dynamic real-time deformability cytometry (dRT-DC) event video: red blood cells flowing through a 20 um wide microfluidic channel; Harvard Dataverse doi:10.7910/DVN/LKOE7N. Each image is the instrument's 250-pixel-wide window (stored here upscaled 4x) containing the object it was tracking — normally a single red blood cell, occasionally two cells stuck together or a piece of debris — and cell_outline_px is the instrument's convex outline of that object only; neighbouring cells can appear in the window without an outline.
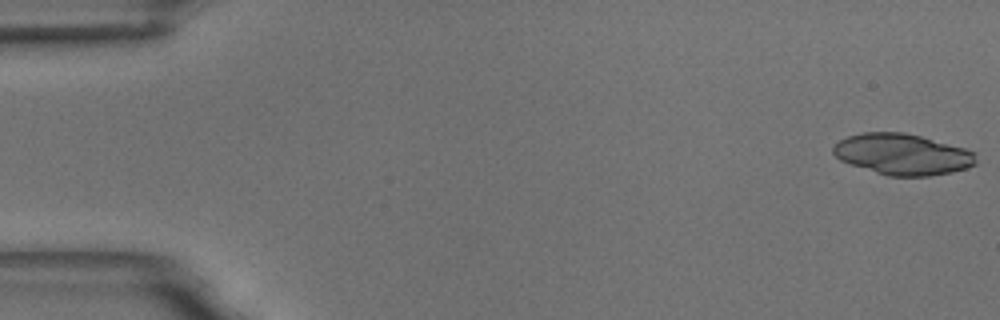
{"species": "common noctule bat (a hibernating species)", "species_latin": "Nyctalus noctula", "temperature_condition": "room temperature", "stored_images_in_passage": 55, "camera_frame_rate_fps": 3000, "um_per_image_px": 0.085, "animal": {"sex": "male", "body_mass_g": 18.8}, "frame": {"image": 1, "passage_image": 1, "time_ms": 0.0, "image_size_px": [1000, 320], "cell_outline_px": [[976, 164], [968, 168], [952, 172], [928, 176], [888, 176], [840, 160], [832, 152], [832, 148], [840, 140], [848, 136], [864, 132], [904, 132], [920, 136], [964, 148], [976, 152]], "centroid_in_image_um": [76.74, 13.11], "position_along_channel_um": 8.3, "area_um2": 33.99}}
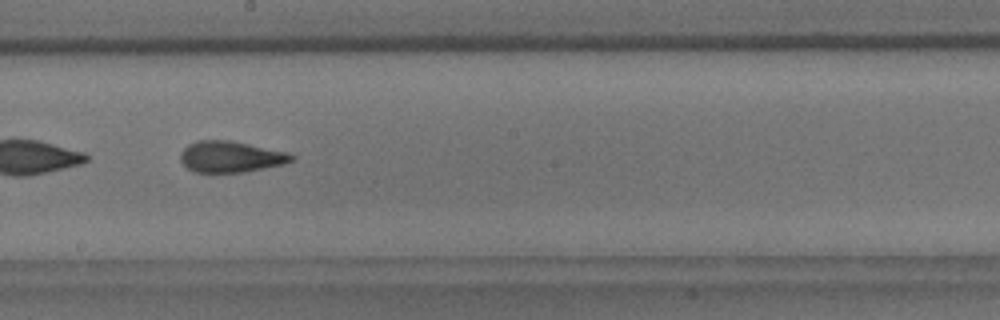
{"frame": {"image": 2, "passage_image": 31, "time_ms": 10.0, "image_size_px": [1000, 320], "cell_outline_px": [[296, 156], [292, 160], [284, 164], [244, 172], [196, 172], [188, 168], [180, 160], [180, 152], [188, 144], [196, 140], [228, 140], [288, 152]], "centroid_in_image_um": [19.6, 13.32], "position_along_channel_um": 228.6, "area_um2": 20.11}, "authors_computed_cell_mechanics": {"area_um2": 20.519, "velocity_mm_per_s": 3.6701, "shape_relaxation_time_tau1_ms": null, "shape_relaxation_time_tau2_ms": 2.1383, "deformation_change_tau1": null, "deformation_change_tau2": 0.1092}}